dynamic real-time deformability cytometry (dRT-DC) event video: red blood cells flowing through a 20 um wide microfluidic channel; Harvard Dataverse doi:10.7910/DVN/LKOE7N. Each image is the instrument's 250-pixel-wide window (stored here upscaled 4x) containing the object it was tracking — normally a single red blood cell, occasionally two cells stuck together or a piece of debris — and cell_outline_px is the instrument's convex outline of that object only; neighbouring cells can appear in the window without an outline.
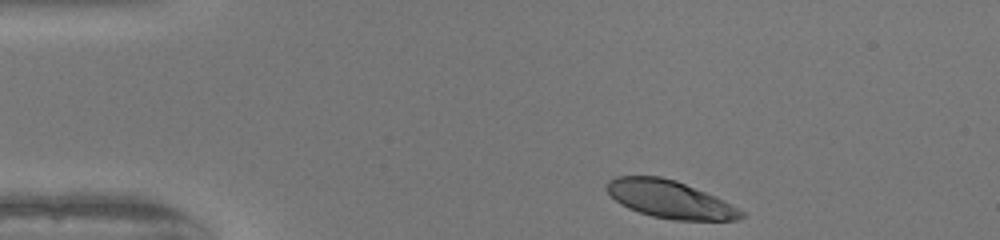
{"species": "human", "species_latin": "Homo sapiens", "temperature_condition": "warm", "stored_images_in_passage": 44, "camera_frame_rate_fps": 3000, "um_per_image_px": 0.085, "donor": {"sex": "female"}, "frame": {"image": 1, "passage_image": 1, "time_ms": 0.0, "image_size_px": [1000, 240], "cell_outline_px": [[744, 216], [736, 220], [672, 220], [652, 216], [628, 208], [620, 204], [608, 192], [608, 180], [616, 176], [660, 176], [676, 180], [716, 196], [740, 208], [744, 212]], "centroid_in_image_um": [56.98, 16.94], "position_along_channel_um": 28.0, "area_um2": 29.42}}
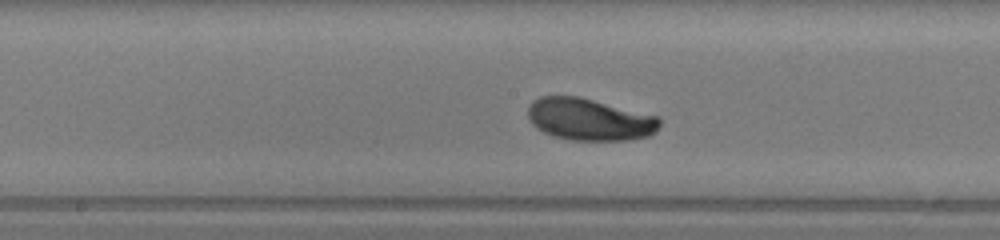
{"frame": {"image": 2, "passage_image": 19, "time_ms": 6.0, "image_size_px": [1000, 240], "cell_outline_px": [[660, 124], [656, 132], [648, 136], [628, 140], [572, 140], [552, 136], [536, 128], [532, 124], [528, 116], [528, 108], [532, 100], [540, 96], [580, 96], [660, 116]], "centroid_in_image_um": [50.12, 10.14], "position_along_channel_um": 198.1, "area_um2": 32.66}}
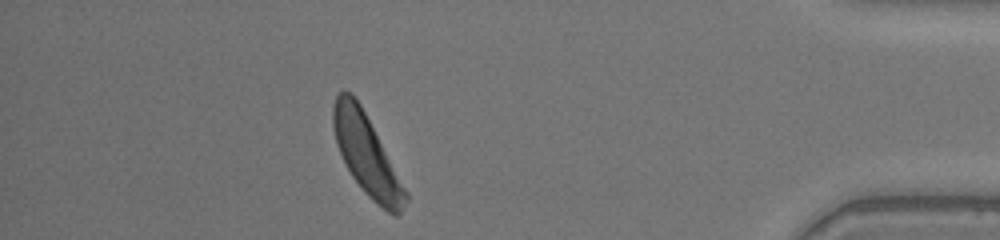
{"frame": {"image": 3, "passage_image": 38, "time_ms": 12.333, "image_size_px": [1000, 240], "cell_outline_px": [[408, 200], [400, 212], [396, 216], [388, 212], [376, 204], [364, 192], [352, 176], [336, 144], [332, 124], [332, 108], [336, 96], [344, 88], [352, 92], [360, 104], [408, 192]], "centroid_in_image_um": [31.15, 13.14], "position_along_channel_um": 404.1, "area_um2": 33.52}, "authors_computed_cell_mechanics": {"area_um2": 32.2524, "velocity_mm_per_s": 3.9982, "shape_relaxation_time_tau1_ms": 1.7502, "shape_relaxation_time_tau2_ms": null, "deformation_change_tau1": 0.1357, "deformation_change_tau2": null}}